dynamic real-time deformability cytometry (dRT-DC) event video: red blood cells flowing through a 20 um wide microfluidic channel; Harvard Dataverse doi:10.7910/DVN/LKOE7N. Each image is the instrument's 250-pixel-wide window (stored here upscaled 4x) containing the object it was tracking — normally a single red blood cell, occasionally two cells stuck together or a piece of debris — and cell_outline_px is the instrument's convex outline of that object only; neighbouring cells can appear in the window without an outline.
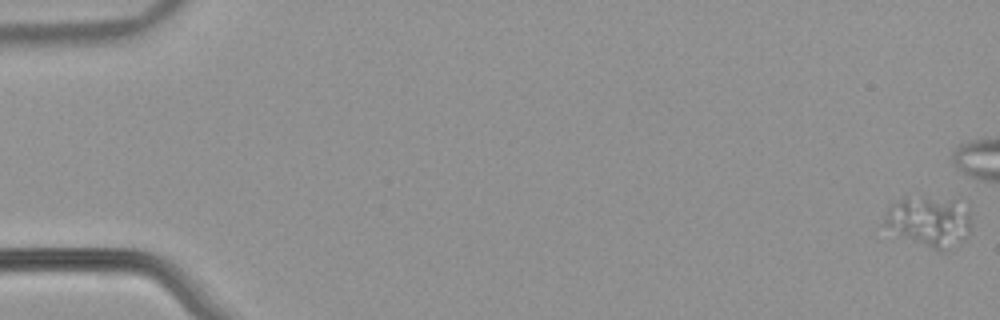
{"species": "common noctule bat (a hibernating species)", "species_latin": "Nyctalus noctula", "temperature_condition": "warm", "stored_images_in_passage": 29, "camera_frame_rate_fps": 3000, "um_per_image_px": 0.085, "animal": {"sex": "male", "body_mass_g": 21.5, "forearm_length_mm": 52.0}, "frame": {"image": 1, "passage_image": 1, "time_ms": 0.0, "image_size_px": [1000, 320], "cell_outline_px": [[972, 228], [968, 236], [956, 248], [944, 252], [940, 252], [896, 236], [880, 224], [888, 208], [892, 204], [904, 196], [964, 196], [968, 208]], "centroid_in_image_um": [79.04, 18.78], "position_along_channel_um": 6.0, "area_um2": 27.92}}